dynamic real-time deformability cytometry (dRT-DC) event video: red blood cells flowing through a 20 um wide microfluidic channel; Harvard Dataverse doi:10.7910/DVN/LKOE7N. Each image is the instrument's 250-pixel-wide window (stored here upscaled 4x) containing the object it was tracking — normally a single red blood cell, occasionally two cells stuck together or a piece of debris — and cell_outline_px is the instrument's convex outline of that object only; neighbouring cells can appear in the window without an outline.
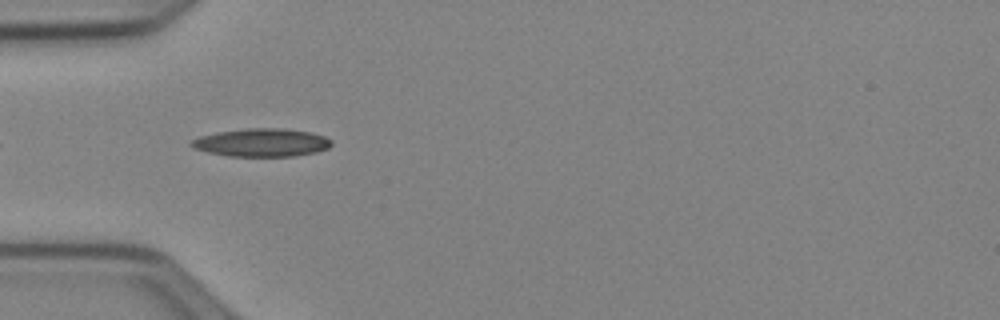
{"species": "Egyptian fruit bat (a non-hibernating species)", "species_latin": "Rousettus aegyptiacus", "temperature_condition": "cold", "stored_images_in_passage": 6, "camera_frame_rate_fps": 3000, "um_per_image_px": 0.085, "animal": {"sex": "female"}, "frame": {"image": 1, "passage_image": 3, "time_ms": 0.667, "image_size_px": [1000, 320], "cell_outline_px": [[332, 144], [328, 148], [316, 152], [292, 156], [228, 156], [208, 152], [192, 148], [188, 144], [192, 140], [200, 136], [216, 132], [248, 128], [280, 128], [308, 132], [324, 136], [332, 140]], "centroid_in_image_um": [22.21, 12.12], "position_along_channel_um": 62.8, "area_um2": 22.89}}
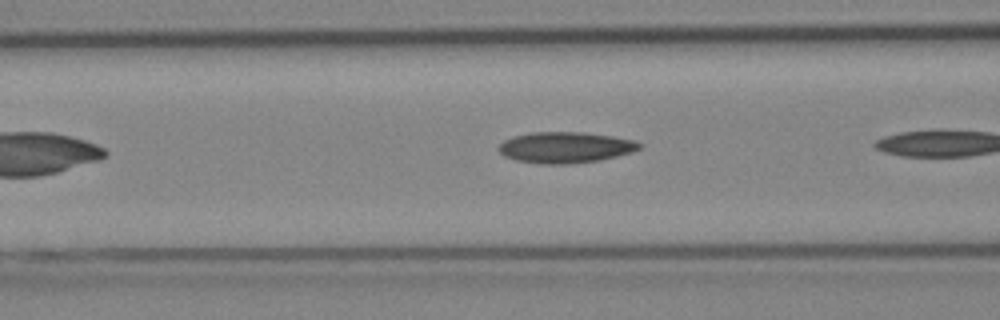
{"frame": {"image": 2, "passage_image": 5, "time_ms": 1.333, "image_size_px": [1000, 320], "cell_outline_px": [[640, 148], [632, 152], [600, 160], [564, 164], [540, 164], [516, 160], [504, 156], [496, 148], [504, 140], [512, 136], [532, 132], [584, 132], [612, 136], [636, 140], [640, 144]], "centroid_in_image_um": [48.02, 12.52], "position_along_channel_um": 118.6, "area_um2": 25.49}}